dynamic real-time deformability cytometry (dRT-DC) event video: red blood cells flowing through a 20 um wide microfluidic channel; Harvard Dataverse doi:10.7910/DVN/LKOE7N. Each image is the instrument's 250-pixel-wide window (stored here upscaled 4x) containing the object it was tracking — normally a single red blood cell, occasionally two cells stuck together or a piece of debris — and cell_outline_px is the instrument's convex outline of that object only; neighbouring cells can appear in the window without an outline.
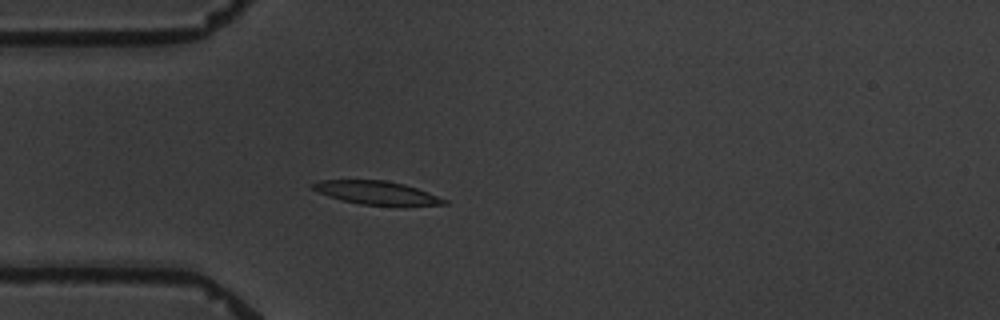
{"species": "common noctule bat (a hibernating species)", "species_latin": "Nyctalus noctula", "temperature_condition": "warm", "stored_images_in_passage": 4, "camera_frame_rate_fps": 3000, "um_per_image_px": 0.085, "animal": {"sex": "male", "body_mass_g": 19.5, "forearm_length_mm": 54.6}, "frame": {"image": 1, "passage_image": 4, "time_ms": 3.333, "image_size_px": [1000, 320], "cell_outline_px": [[448, 204], [360, 204], [328, 196], [312, 188], [312, 184], [320, 180], [384, 180], [404, 184], [416, 188], [448, 200]], "centroid_in_image_um": [31.97, 16.36], "position_along_channel_um": 53.0, "area_um2": 17.11}}